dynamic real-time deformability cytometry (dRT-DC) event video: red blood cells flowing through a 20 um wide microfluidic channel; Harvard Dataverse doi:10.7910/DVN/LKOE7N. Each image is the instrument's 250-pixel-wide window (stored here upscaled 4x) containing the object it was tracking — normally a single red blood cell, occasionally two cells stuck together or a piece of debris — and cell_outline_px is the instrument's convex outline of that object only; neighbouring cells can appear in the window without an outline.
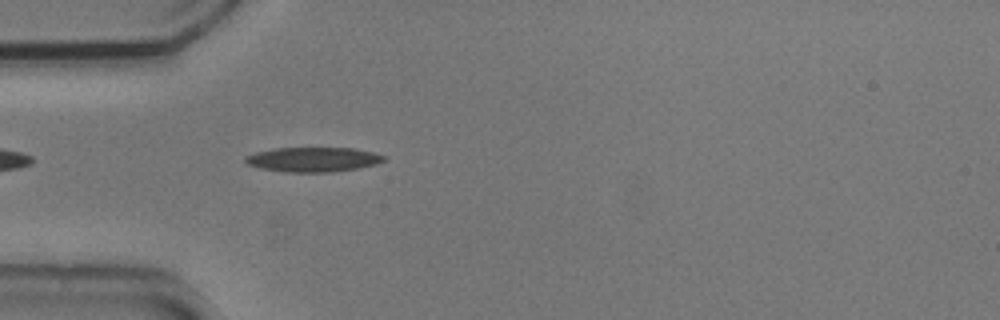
{"species": "common noctule bat (a hibernating species)", "species_latin": "Nyctalus noctula", "temperature_condition": "cold", "stored_images_in_passage": 3, "camera_frame_rate_fps": 3000, "um_per_image_px": 0.085, "animal": {"sex": "male", "body_mass_g": 20.5, "forearm_length_mm": 52.5}, "frame": {"image": 1, "passage_image": 3, "time_ms": 0.667, "image_size_px": [1000, 320], "cell_outline_px": [[388, 156], [384, 160], [376, 164], [356, 168], [332, 172], [284, 172], [260, 168], [248, 164], [244, 160], [244, 156], [256, 152], [272, 148], [352, 148], [372, 152]], "centroid_in_image_um": [26.59, 13.55], "position_along_channel_um": 58.4, "area_um2": 19.88}}